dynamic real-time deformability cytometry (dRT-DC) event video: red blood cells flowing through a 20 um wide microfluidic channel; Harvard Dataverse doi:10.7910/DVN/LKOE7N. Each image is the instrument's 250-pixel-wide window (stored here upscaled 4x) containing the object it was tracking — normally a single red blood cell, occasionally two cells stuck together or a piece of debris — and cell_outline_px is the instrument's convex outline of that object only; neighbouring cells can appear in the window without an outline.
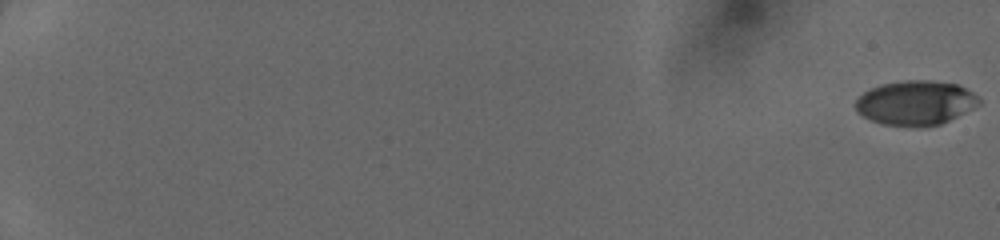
{"species": "human", "species_latin": "Homo sapiens", "temperature_condition": "cold", "stored_images_in_passage": 52, "camera_frame_rate_fps": 3000, "um_per_image_px": 0.085, "donor": {"sex": "female"}, "frame": {"image": 1, "passage_image": 1, "time_ms": 0.0, "image_size_px": [1000, 240], "cell_outline_px": [[980, 104], [940, 124], [924, 128], [884, 124], [872, 120], [856, 112], [856, 100], [864, 92], [880, 84], [904, 80], [932, 80], [960, 84], [980, 96]], "centroid_in_image_um": [77.85, 8.73], "position_along_channel_um": 7.1, "area_um2": 32.19}}
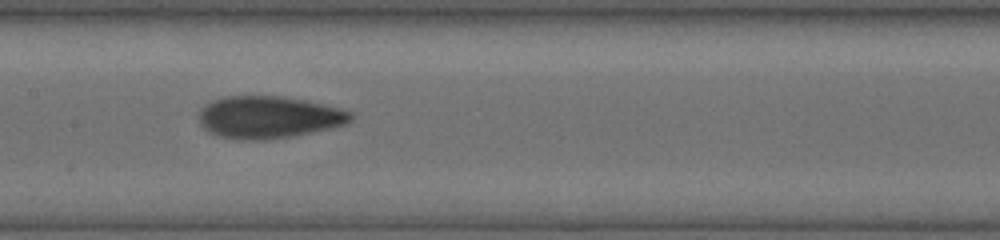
{"frame": {"image": 2, "passage_image": 30, "time_ms": 9.667, "image_size_px": [1000, 240], "cell_outline_px": [[352, 120], [348, 124], [332, 128], [292, 136], [264, 140], [236, 140], [220, 136], [208, 132], [200, 124], [200, 108], [204, 104], [212, 100], [224, 96], [280, 96], [304, 100], [324, 104], [340, 108], [352, 112]], "centroid_in_image_um": [22.83, 9.96], "position_along_channel_um": 184.6, "area_um2": 37.63}}
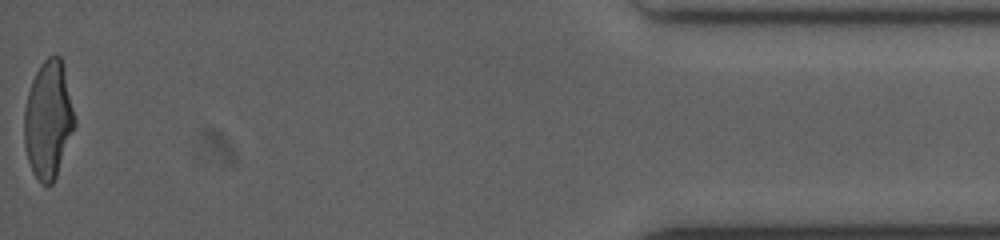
{"frame": {"image": 3, "passage_image": 52, "time_ms": 17.0, "image_size_px": [1000, 240], "cell_outline_px": [[76, 124], [56, 176], [52, 184], [48, 188], [44, 188], [40, 184], [32, 172], [28, 160], [24, 144], [24, 108], [28, 92], [32, 80], [36, 72], [44, 60], [48, 56], [60, 56], [64, 68], [76, 120]], "centroid_in_image_um": [4.1, 10.23], "position_along_channel_um": 431.1, "area_um2": 34.68}}